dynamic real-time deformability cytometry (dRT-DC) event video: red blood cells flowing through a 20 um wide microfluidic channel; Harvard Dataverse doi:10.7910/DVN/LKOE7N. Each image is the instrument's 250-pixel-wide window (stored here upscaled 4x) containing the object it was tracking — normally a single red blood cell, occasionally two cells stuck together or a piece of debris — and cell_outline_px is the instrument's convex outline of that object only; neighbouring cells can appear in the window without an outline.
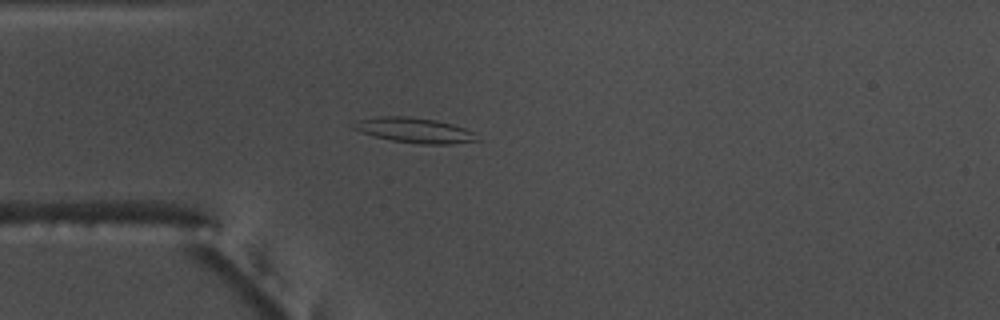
{"species": "common noctule bat (a hibernating species)", "species_latin": "Nyctalus noctula", "temperature_condition": "warm", "stored_images_in_passage": 47, "segment_of_instrument_passage": [1, 2], "camera_frame_rate_fps": 3000, "um_per_image_px": 0.085, "animal": {"sex": "male", "body_mass_g": 17.5, "forearm_length_mm": 52.3}, "frame": {"image": 1, "passage_image": 14, "time_ms": 4.333, "image_size_px": [1000, 320], "cell_outline_px": [[480, 140], [452, 144], [420, 144], [392, 140], [376, 136], [352, 128], [360, 120], [376, 116], [408, 116], [436, 120], [452, 124], [464, 128], [472, 132]], "centroid_in_image_um": [35.28, 11.07], "position_along_channel_um": 49.7, "area_um2": 17.69}}
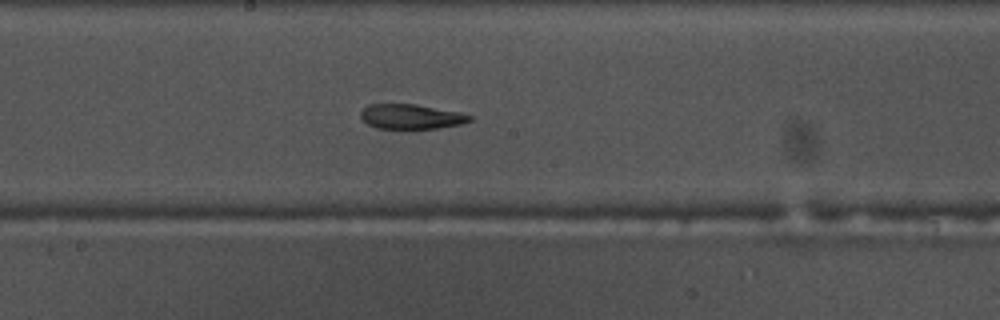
{"frame": {"image": 2, "passage_image": 28, "time_ms": 9.0, "image_size_px": [1000, 320], "cell_outline_px": [[472, 120], [464, 124], [440, 128], [376, 128], [368, 124], [360, 116], [360, 112], [368, 104], [416, 104], [460, 112], [472, 116]], "centroid_in_image_um": [34.98, 9.91], "position_along_channel_um": 213.2, "area_um2": 15.78}}
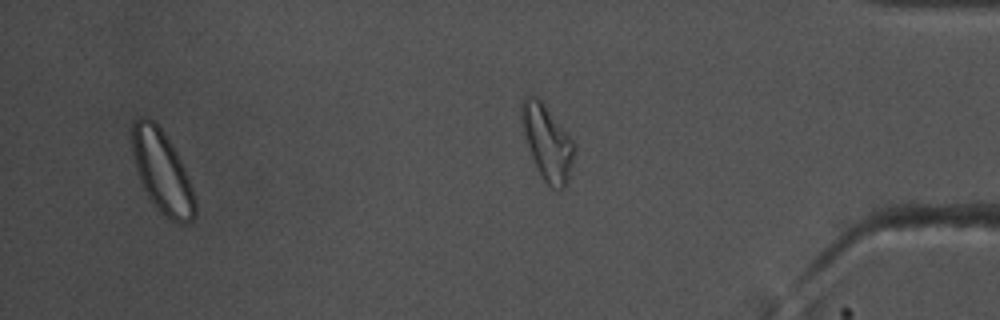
{"frame": {"image": 3, "passage_image": 44, "time_ms": 14.333, "image_size_px": [1000, 320], "cell_outline_px": [[196, 216], [188, 224], [180, 224], [172, 220], [160, 212], [152, 204], [140, 180], [136, 168], [132, 152], [132, 120], [136, 116], [148, 116], [164, 132], [176, 152], [184, 168], [192, 188], [196, 200]], "centroid_in_image_um": [13.77, 14.6], "position_along_channel_um": 421.4, "area_um2": 30.29}}